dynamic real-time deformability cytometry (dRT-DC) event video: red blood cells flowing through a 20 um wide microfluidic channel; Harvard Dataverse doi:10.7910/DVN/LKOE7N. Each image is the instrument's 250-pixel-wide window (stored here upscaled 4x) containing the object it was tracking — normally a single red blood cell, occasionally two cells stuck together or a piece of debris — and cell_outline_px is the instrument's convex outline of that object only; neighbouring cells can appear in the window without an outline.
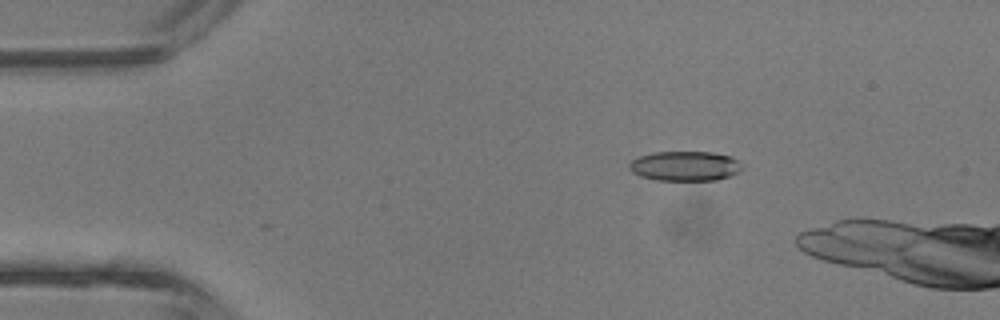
{"species": "common noctule bat (a hibernating species)", "species_latin": "Nyctalus noctula", "temperature_condition": "room temperature", "stored_images_in_passage": 4, "camera_frame_rate_fps": 3000, "um_per_image_px": 0.085, "animal": {"sex": "male", "body_mass_g": 13.3}, "frame": {"image": 1, "passage_image": 2, "time_ms": 0.333, "image_size_px": [1000, 320], "cell_outline_px": [[744, 168], [740, 172], [716, 180], [656, 180], [640, 176], [632, 172], [628, 168], [628, 164], [636, 156], [652, 152], [712, 152], [732, 156]], "centroid_in_image_um": [58.19, 14.1], "position_along_channel_um": 26.8, "area_um2": 19.77}}